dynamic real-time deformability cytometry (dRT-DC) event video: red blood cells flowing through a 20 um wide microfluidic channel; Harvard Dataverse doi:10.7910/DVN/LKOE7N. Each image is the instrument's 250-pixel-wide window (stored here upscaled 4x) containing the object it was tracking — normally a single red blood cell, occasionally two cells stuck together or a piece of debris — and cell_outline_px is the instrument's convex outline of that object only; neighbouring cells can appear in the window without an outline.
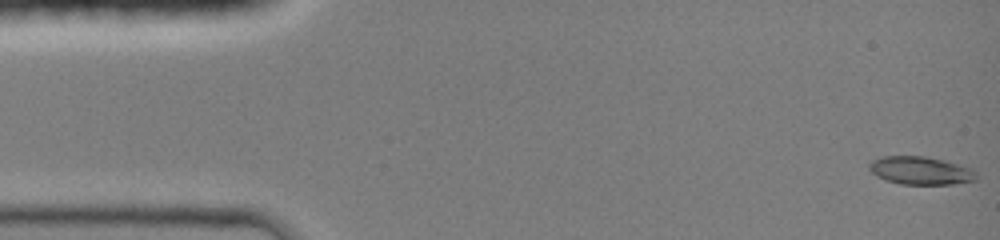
{"species": "common noctule bat (a hibernating species)", "species_latin": "Nyctalus noctula", "temperature_condition": "room temperature", "stored_images_in_passage": 52, "camera_frame_rate_fps": 3000, "um_per_image_px": 0.085, "animal": {"sex": "female", "body_mass_g": 19.0, "forearm_length_mm": 51.5}, "frame": {"image": 1, "passage_image": 1, "time_ms": 0.0, "image_size_px": [1000, 240], "cell_outline_px": [[976, 180], [952, 184], [900, 184], [876, 176], [868, 168], [868, 164], [872, 160], [884, 156], [924, 156], [944, 160], [972, 168], [976, 172]], "centroid_in_image_um": [78.25, 14.49], "position_along_channel_um": 6.8, "area_um2": 17.46}}
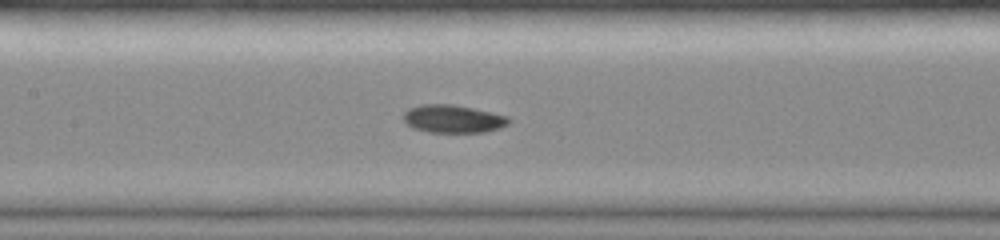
{"frame": {"image": 2, "passage_image": 29, "time_ms": 6.667, "image_size_px": [1000, 240], "cell_outline_px": [[512, 120], [508, 124], [500, 128], [484, 132], [428, 132], [412, 128], [404, 120], [404, 112], [408, 108], [420, 104], [452, 104], [492, 112], [508, 116]], "centroid_in_image_um": [38.52, 10.1], "position_along_channel_um": 168.9, "area_um2": 17.22}}
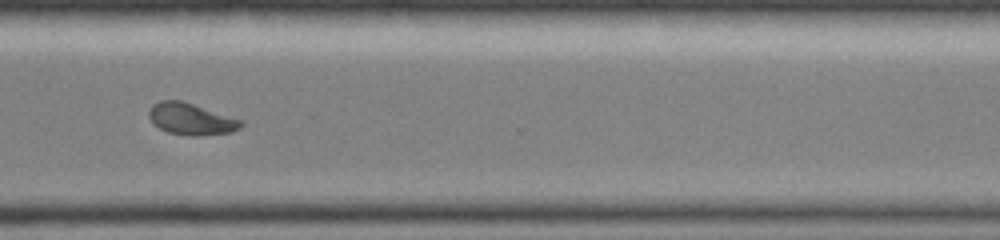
{"frame": {"image": 3, "passage_image": 51, "time_ms": 11.0, "image_size_px": [1000, 240], "cell_outline_px": [[244, 124], [240, 128], [232, 132], [196, 136], [188, 136], [168, 132], [152, 124], [148, 116], [148, 112], [152, 104], [160, 100], [180, 100], [240, 120]], "centroid_in_image_um": [16.18, 10.13], "position_along_channel_um": 354.4, "area_um2": 16.82}}